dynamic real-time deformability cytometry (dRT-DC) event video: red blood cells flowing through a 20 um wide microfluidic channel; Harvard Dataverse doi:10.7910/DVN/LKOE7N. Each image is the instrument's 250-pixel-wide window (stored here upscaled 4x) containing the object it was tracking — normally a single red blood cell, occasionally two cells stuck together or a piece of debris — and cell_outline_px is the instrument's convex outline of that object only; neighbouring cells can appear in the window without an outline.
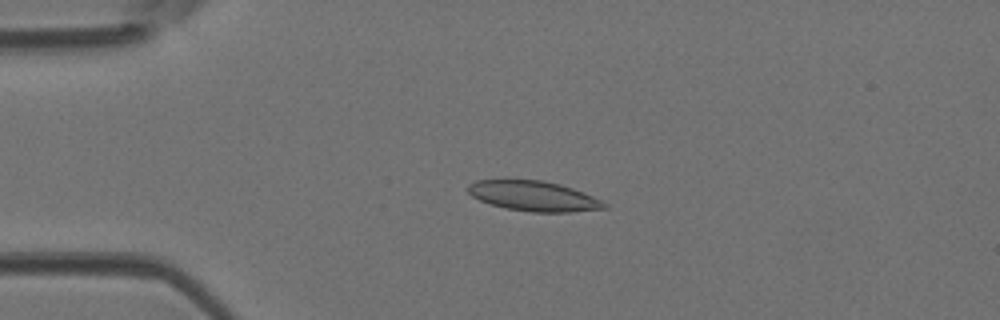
{"species": "Egyptian fruit bat (a non-hibernating species)", "species_latin": "Rousettus aegyptiacus", "temperature_condition": "room temperature", "stored_images_in_passage": 46, "camera_frame_rate_fps": 3000, "um_per_image_px": 0.085, "animal": {"sex": "female"}, "frame": {"image": 1, "passage_image": 11, "time_ms": 3.333, "image_size_px": [1000, 320], "cell_outline_px": [[608, 208], [568, 212], [532, 212], [504, 208], [480, 200], [472, 196], [468, 192], [468, 184], [476, 180], [544, 180], [560, 184], [572, 188], [604, 200], [608, 204]], "centroid_in_image_um": [45.4, 16.66], "position_along_channel_um": 39.6, "area_um2": 23.93}}
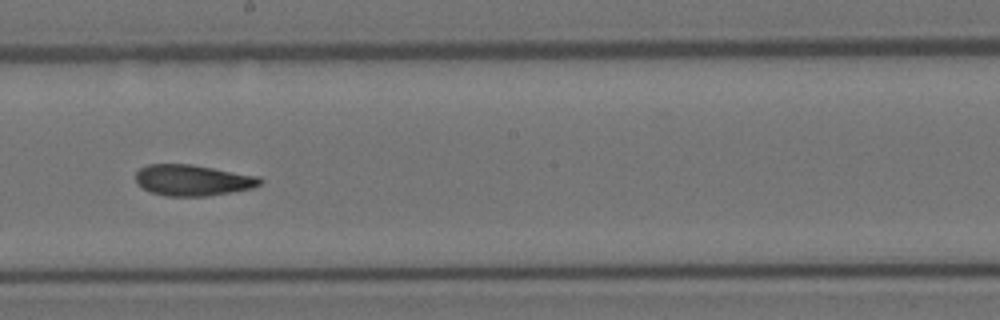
{"frame": {"image": 2, "passage_image": 26, "time_ms": 8.333, "image_size_px": [1000, 320], "cell_outline_px": [[264, 180], [260, 184], [252, 188], [232, 192], [208, 196], [168, 196], [152, 192], [136, 184], [136, 172], [140, 168], [148, 164], [192, 164], [260, 176]], "centroid_in_image_um": [16.4, 15.31], "position_along_channel_um": 231.8, "area_um2": 22.6}}
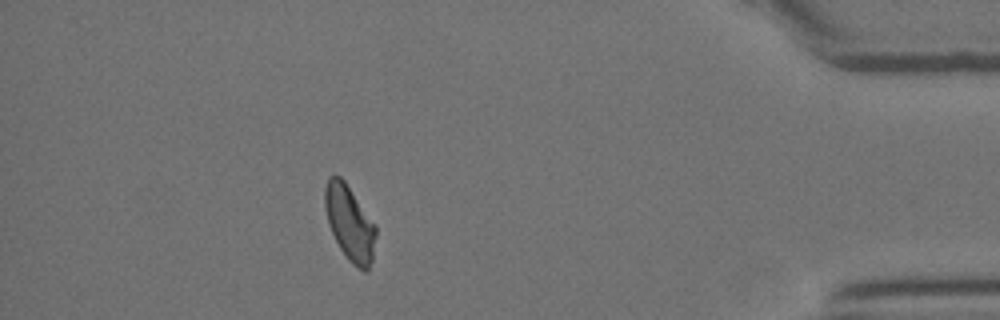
{"frame": {"image": 3, "passage_image": 41, "time_ms": 13.333, "image_size_px": [1000, 320], "cell_outline_px": [[376, 236], [372, 260], [368, 272], [364, 272], [352, 264], [348, 260], [340, 248], [328, 224], [324, 208], [324, 188], [328, 176], [340, 176], [344, 180], [376, 224]], "centroid_in_image_um": [29.72, 18.96], "position_along_channel_um": 405.5, "area_um2": 22.54}}